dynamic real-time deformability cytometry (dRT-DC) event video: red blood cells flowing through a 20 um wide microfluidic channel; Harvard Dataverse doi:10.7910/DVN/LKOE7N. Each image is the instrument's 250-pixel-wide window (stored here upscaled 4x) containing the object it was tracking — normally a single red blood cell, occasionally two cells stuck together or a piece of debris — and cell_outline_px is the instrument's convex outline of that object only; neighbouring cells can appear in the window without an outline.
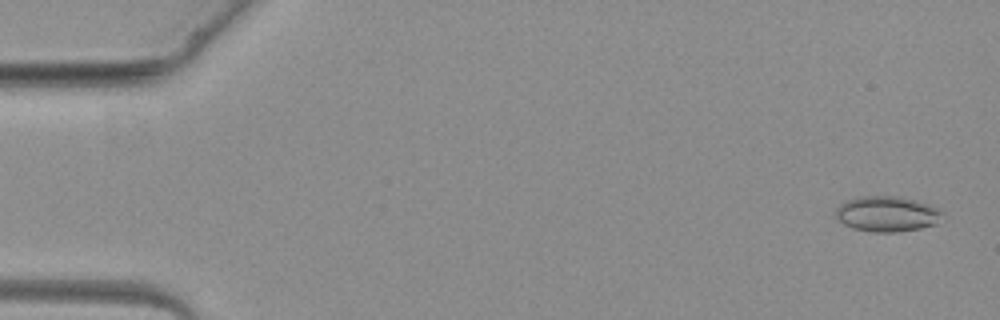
{"species": "common noctule bat (a hibernating species)", "species_latin": "Nyctalus noctula", "temperature_condition": "warm", "stored_images_in_passage": 4, "camera_frame_rate_fps": 3000, "um_per_image_px": 0.085, "animal": {"sex": "female", "body_mass_g": 19.3, "forearm_length_mm": 54.1}, "frame": {"image": 1, "passage_image": 1, "time_ms": 0.0, "image_size_px": [1000, 320], "cell_outline_px": [[944, 212], [936, 224], [920, 228], [900, 232], [872, 232], [852, 228], [836, 220], [836, 208], [844, 200], [860, 196], [900, 196], [916, 200], [940, 208]], "centroid_in_image_um": [75.38, 18.18], "position_along_channel_um": 9.6, "area_um2": 22.37}}
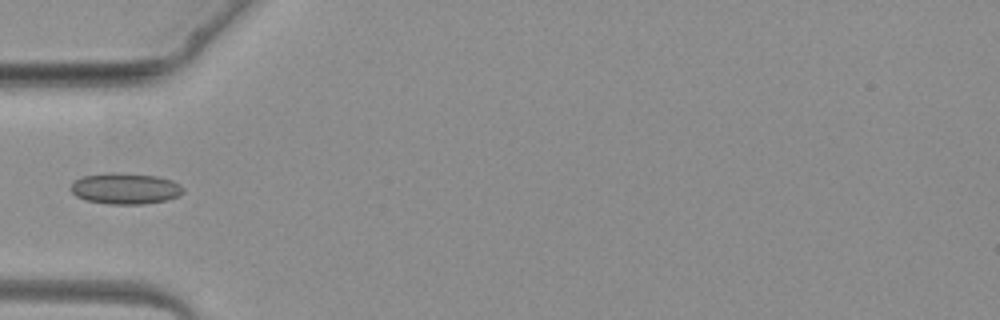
{"frame": {"image": 2, "passage_image": 4, "time_ms": 4.0, "image_size_px": [1000, 320], "cell_outline_px": [[184, 192], [180, 196], [168, 200], [144, 204], [108, 204], [88, 200], [76, 196], [72, 192], [72, 184], [76, 180], [84, 176], [104, 172], [120, 172], [156, 176], [172, 180], [180, 184], [184, 188]], "centroid_in_image_um": [10.71, 16.02], "position_along_channel_um": 74.3, "area_um2": 20.52}}